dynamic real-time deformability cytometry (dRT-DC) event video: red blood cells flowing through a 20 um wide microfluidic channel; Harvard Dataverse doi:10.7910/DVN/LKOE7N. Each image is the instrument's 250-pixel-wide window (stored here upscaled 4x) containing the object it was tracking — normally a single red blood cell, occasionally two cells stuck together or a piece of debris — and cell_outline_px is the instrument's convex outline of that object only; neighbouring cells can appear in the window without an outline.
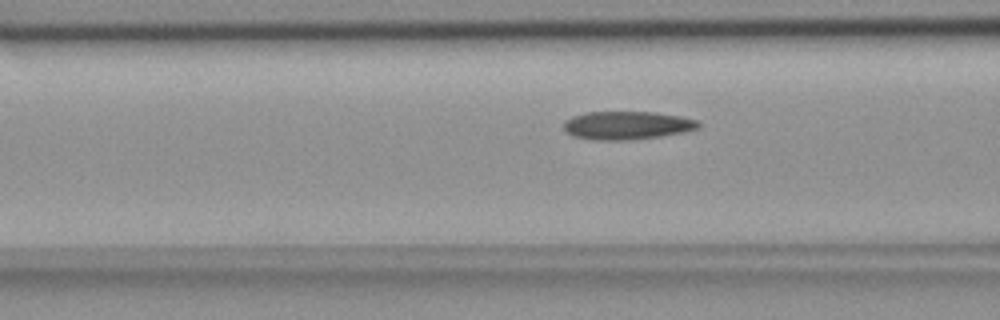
{"species": "common noctule bat (a hibernating species)", "species_latin": "Nyctalus noctula", "temperature_condition": "room temperature", "stored_images_in_passage": 54, "camera_frame_rate_fps": 3000, "um_per_image_px": 0.085, "animal": {"sex": "female", "body_mass_g": 18.4}, "frame": {"image": 1, "passage_image": 20, "time_ms": 6.333, "image_size_px": [1000, 320], "cell_outline_px": [[700, 128], [684, 132], [660, 136], [632, 140], [592, 140], [572, 136], [564, 128], [564, 120], [572, 116], [584, 112], [656, 112], [680, 116], [700, 120]], "centroid_in_image_um": [53.31, 10.65], "position_along_channel_um": 113.3, "area_um2": 22.43}}
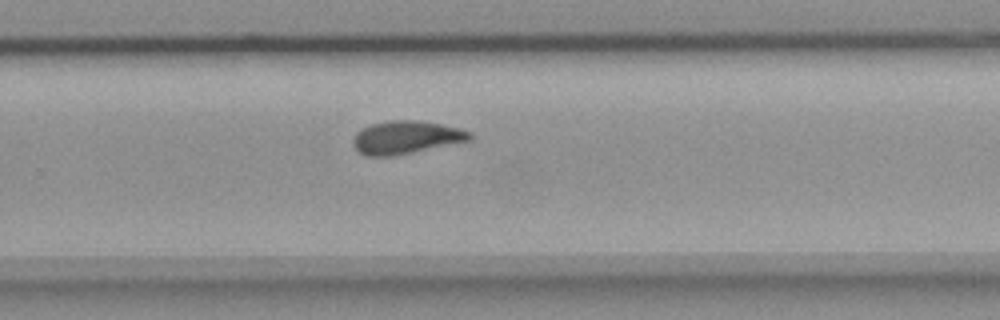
{"frame": {"image": 2, "passage_image": 35, "time_ms": 11.333, "image_size_px": [1000, 320], "cell_outline_px": [[472, 140], [392, 156], [368, 156], [360, 152], [352, 144], [352, 140], [356, 132], [372, 124], [388, 120], [416, 120], [440, 124], [472, 132]], "centroid_in_image_um": [34.5, 11.67], "position_along_channel_um": 295.3, "area_um2": 22.2}}
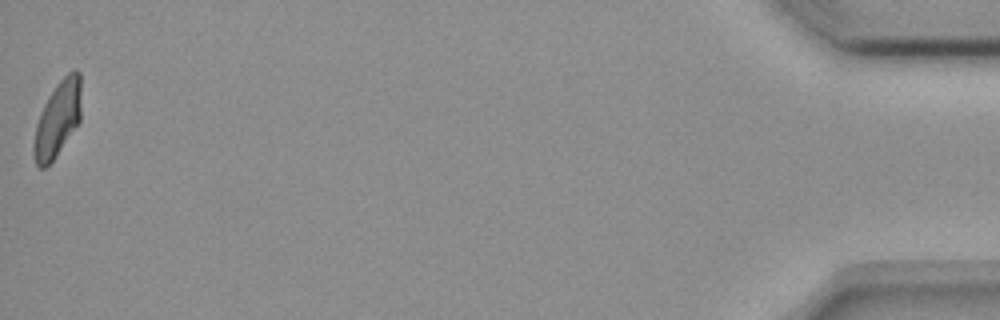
{"frame": {"image": 3, "passage_image": 54, "time_ms": 17.667, "image_size_px": [1000, 320], "cell_outline_px": [[80, 120], [56, 156], [44, 168], [40, 168], [36, 164], [32, 152], [32, 148], [36, 124], [40, 112], [48, 96], [56, 84], [68, 72], [76, 68], [80, 72]], "centroid_in_image_um": [4.88, 10.1], "position_along_channel_um": 430.3, "area_um2": 20.81}, "authors_computed_cell_mechanics": {"area_um2": 21.9929, "velocity_mm_per_s": 3.6558, "shape_relaxation_time_tau1_ms": 6.556, "shape_relaxation_time_tau2_ms": 1.6825, "deformation_change_tau1": 0.1844, "deformation_change_tau2": 0.0769}}